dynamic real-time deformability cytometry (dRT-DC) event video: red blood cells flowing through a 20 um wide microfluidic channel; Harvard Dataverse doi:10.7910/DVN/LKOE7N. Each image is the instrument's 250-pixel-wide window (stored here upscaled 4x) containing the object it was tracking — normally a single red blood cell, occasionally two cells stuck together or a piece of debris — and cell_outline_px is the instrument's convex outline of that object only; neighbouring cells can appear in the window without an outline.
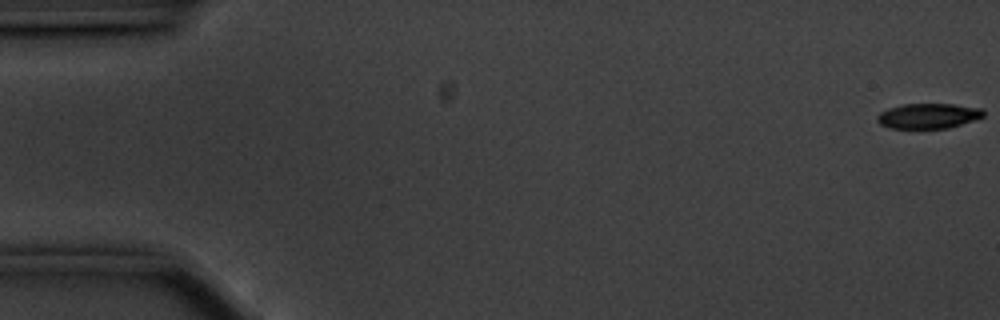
{"species": "common noctule bat (a hibernating species)", "species_latin": "Nyctalus noctula", "temperature_condition": "cold", "stored_images_in_passage": 57, "camera_frame_rate_fps": 3000, "um_per_image_px": 0.085, "animal": {"sex": "male", "body_mass_g": 20.1, "forearm_length_mm": 53.5}, "frame": {"image": 1, "passage_image": 1, "time_ms": 0.0, "image_size_px": [1000, 320], "cell_outline_px": [[984, 116], [948, 128], [888, 128], [880, 124], [876, 120], [876, 116], [880, 112], [888, 108], [900, 104], [956, 104], [984, 108]], "centroid_in_image_um": [78.88, 9.84], "position_along_channel_um": 6.1, "area_um2": 15.66}}
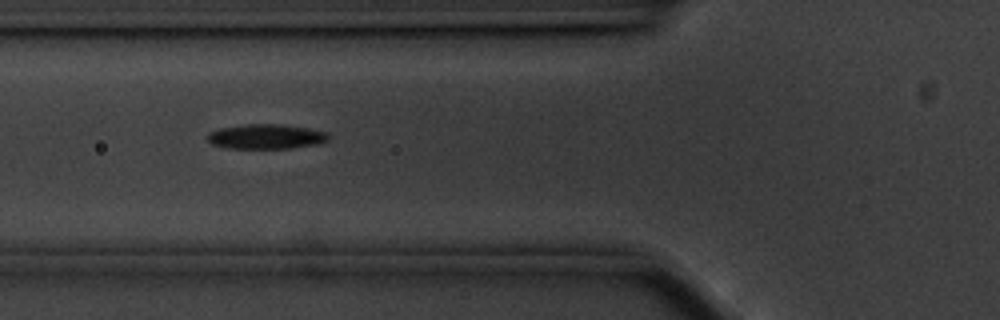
{"frame": {"image": 2, "passage_image": 21, "time_ms": 6.667, "image_size_px": [1000, 320], "cell_outline_px": [[328, 140], [320, 144], [292, 148], [224, 148], [212, 144], [208, 140], [208, 132], [220, 128], [244, 124], [276, 124], [308, 128], [328, 132]], "centroid_in_image_um": [22.62, 11.61], "position_along_channel_um": 103.2, "area_um2": 17.51}}
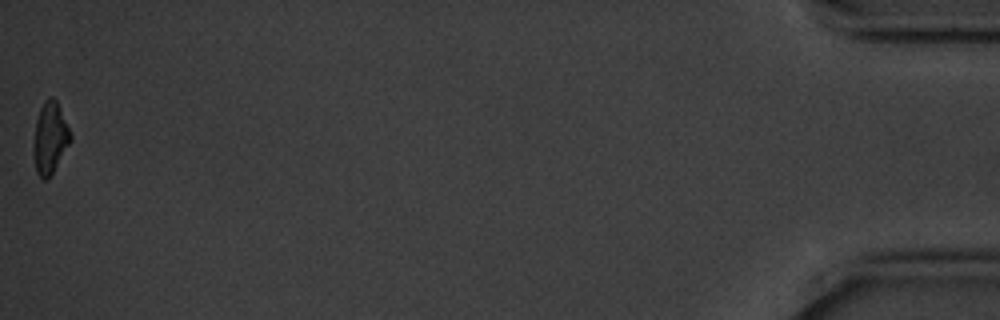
{"frame": {"image": 3, "passage_image": 57, "time_ms": 18.667, "image_size_px": [1000, 320], "cell_outline_px": [[72, 140], [48, 180], [44, 180], [36, 172], [32, 152], [36, 120], [40, 108], [44, 100], [48, 96], [52, 96], [56, 100], [72, 136]], "centroid_in_image_um": [4.23, 11.74], "position_along_channel_um": 431.0, "area_um2": 15.49}, "authors_computed_cell_mechanics": {"area_um2": 17.051, "velocity_mm_per_s": 3.5371, "shape_relaxation_time_tau1_ms": 6.2594, "shape_relaxation_time_tau2_ms": null, "deformation_change_tau1": 0.202, "deformation_change_tau2": null}}